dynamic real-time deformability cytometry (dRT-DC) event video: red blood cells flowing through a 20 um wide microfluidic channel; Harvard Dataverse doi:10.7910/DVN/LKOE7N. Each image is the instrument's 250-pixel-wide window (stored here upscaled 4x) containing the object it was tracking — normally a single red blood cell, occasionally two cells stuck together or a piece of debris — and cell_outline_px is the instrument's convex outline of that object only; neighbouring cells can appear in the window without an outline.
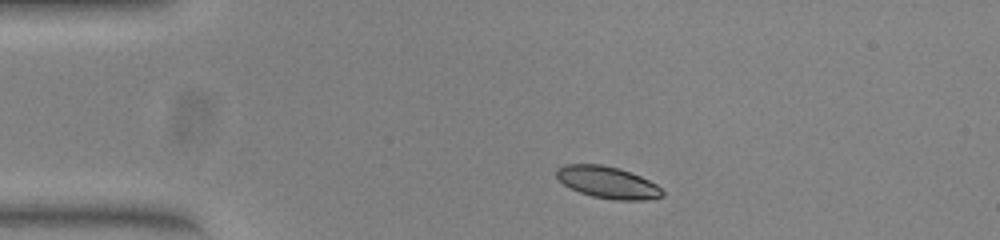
{"species": "common noctule bat (a hibernating species)", "species_latin": "Nyctalus noctula", "temperature_condition": "warm", "stored_images_in_passage": 44, "camera_frame_rate_fps": 3000, "um_per_image_px": 0.085, "animal": {"sex": "female", "body_mass_g": 23.0, "forearm_length_mm": 53.4}, "frame": {"image": 1, "passage_image": 1, "time_ms": 0.0, "image_size_px": [1000, 240], "cell_outline_px": [[664, 196], [644, 200], [612, 200], [592, 196], [580, 192], [564, 184], [556, 176], [556, 168], [564, 164], [600, 164], [620, 168], [640, 176], [656, 184], [664, 192]], "centroid_in_image_um": [51.65, 15.5], "position_along_channel_um": 33.4, "area_um2": 19.65}}
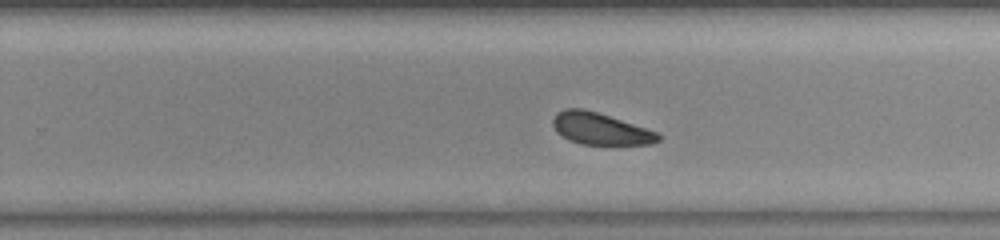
{"frame": {"image": 2, "passage_image": 24, "time_ms": 7.667, "image_size_px": [1000, 240], "cell_outline_px": [[660, 140], [652, 144], [580, 144], [568, 140], [556, 132], [552, 124], [552, 120], [556, 112], [564, 108], [584, 108], [656, 132], [660, 136]], "centroid_in_image_um": [50.94, 10.94], "position_along_channel_um": 278.9, "area_um2": 19.31}}
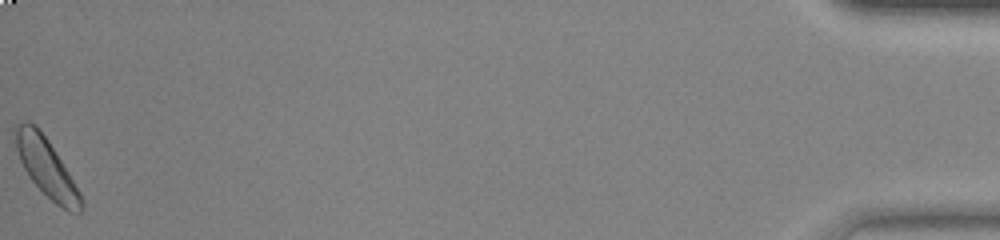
{"frame": {"image": 3, "passage_image": 44, "time_ms": 14.333, "image_size_px": [1000, 240], "cell_outline_px": [[84, 208], [80, 212], [68, 212], [56, 204], [28, 176], [20, 160], [16, 148], [16, 132], [20, 124], [28, 120], [44, 136], [68, 172], [80, 192], [84, 200]], "centroid_in_image_um": [4.0, 14.33], "position_along_channel_um": 431.2, "area_um2": 21.39}, "authors_computed_cell_mechanics": {"area_um2": 20.7791, "velocity_mm_per_s": 3.8077, "shape_relaxation_time_tau1_ms": 1.7223, "shape_relaxation_time_tau2_ms": 9.1604, "deformation_change_tau1": 0.0689, "deformation_change_tau2": 0.1786}}